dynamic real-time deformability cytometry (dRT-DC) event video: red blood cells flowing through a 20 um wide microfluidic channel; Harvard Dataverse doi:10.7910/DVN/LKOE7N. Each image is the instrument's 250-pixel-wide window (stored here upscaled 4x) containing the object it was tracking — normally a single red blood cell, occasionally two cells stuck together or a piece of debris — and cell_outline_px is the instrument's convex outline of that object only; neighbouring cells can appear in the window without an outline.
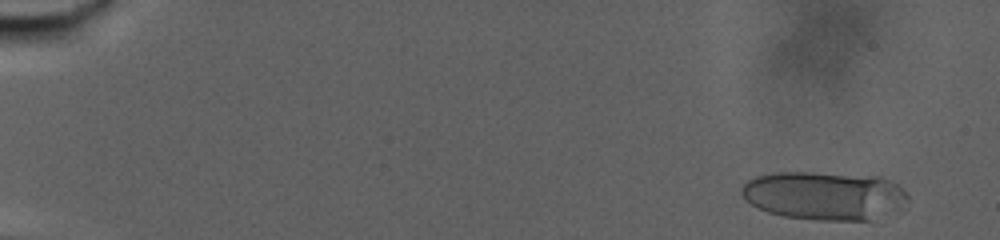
{"species": "human", "species_latin": "Homo sapiens", "temperature_condition": "warm", "stored_images_in_passage": 30, "camera_frame_rate_fps": 3000, "um_per_image_px": 0.085, "donor": {"sex": "male"}, "frame": {"image": 1, "passage_image": 5, "time_ms": 1.333, "image_size_px": [1000, 240], "cell_outline_px": [[908, 200], [904, 212], [868, 220], [816, 220], [784, 216], [768, 212], [752, 204], [740, 192], [740, 188], [748, 180], [756, 176], [776, 172], [812, 172], [880, 176], [896, 184], [908, 196]], "centroid_in_image_um": [70.16, 16.64], "position_along_channel_um": 14.8, "area_um2": 47.57}}
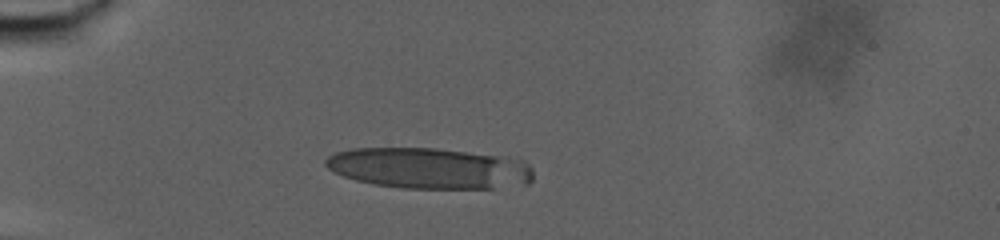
{"frame": {"image": 2, "passage_image": 23, "time_ms": 7.333, "image_size_px": [1000, 240], "cell_outline_px": [[532, 180], [528, 184], [492, 188], [404, 188], [372, 184], [356, 180], [332, 172], [324, 164], [324, 160], [328, 156], [336, 152], [352, 148], [436, 148], [508, 156], [524, 160], [532, 168]], "centroid_in_image_um": [36.49, 14.29], "position_along_channel_um": 48.5, "area_um2": 50.0}}